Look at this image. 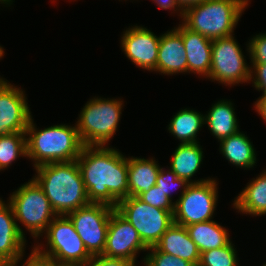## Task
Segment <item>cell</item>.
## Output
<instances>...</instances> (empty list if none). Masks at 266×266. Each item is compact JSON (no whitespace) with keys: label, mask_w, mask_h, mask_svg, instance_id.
I'll return each instance as SVG.
<instances>
[{"label":"cell","mask_w":266,"mask_h":266,"mask_svg":"<svg viewBox=\"0 0 266 266\" xmlns=\"http://www.w3.org/2000/svg\"><path fill=\"white\" fill-rule=\"evenodd\" d=\"M88 199L116 207L129 196L128 158L106 146H84L77 158Z\"/></svg>","instance_id":"obj_1"},{"label":"cell","mask_w":266,"mask_h":266,"mask_svg":"<svg viewBox=\"0 0 266 266\" xmlns=\"http://www.w3.org/2000/svg\"><path fill=\"white\" fill-rule=\"evenodd\" d=\"M33 179L42 188L57 215L69 213L91 202L77 161L40 165Z\"/></svg>","instance_id":"obj_2"},{"label":"cell","mask_w":266,"mask_h":266,"mask_svg":"<svg viewBox=\"0 0 266 266\" xmlns=\"http://www.w3.org/2000/svg\"><path fill=\"white\" fill-rule=\"evenodd\" d=\"M31 118L26 129L27 157L34 160V168L48 163L77 160L84 147L77 126L54 125L37 130ZM29 135V136H28Z\"/></svg>","instance_id":"obj_3"},{"label":"cell","mask_w":266,"mask_h":266,"mask_svg":"<svg viewBox=\"0 0 266 266\" xmlns=\"http://www.w3.org/2000/svg\"><path fill=\"white\" fill-rule=\"evenodd\" d=\"M247 5L248 0H206L187 8L182 23L210 40L231 36Z\"/></svg>","instance_id":"obj_4"},{"label":"cell","mask_w":266,"mask_h":266,"mask_svg":"<svg viewBox=\"0 0 266 266\" xmlns=\"http://www.w3.org/2000/svg\"><path fill=\"white\" fill-rule=\"evenodd\" d=\"M47 250L34 246L32 256L52 266H83L92 255L68 216L57 215L46 230ZM41 249V250H40Z\"/></svg>","instance_id":"obj_5"},{"label":"cell","mask_w":266,"mask_h":266,"mask_svg":"<svg viewBox=\"0 0 266 266\" xmlns=\"http://www.w3.org/2000/svg\"><path fill=\"white\" fill-rule=\"evenodd\" d=\"M122 102L97 97L85 104L76 123L84 146H104L111 140L122 114Z\"/></svg>","instance_id":"obj_6"},{"label":"cell","mask_w":266,"mask_h":266,"mask_svg":"<svg viewBox=\"0 0 266 266\" xmlns=\"http://www.w3.org/2000/svg\"><path fill=\"white\" fill-rule=\"evenodd\" d=\"M16 221L37 238L57 216L42 188L32 178L9 197Z\"/></svg>","instance_id":"obj_7"},{"label":"cell","mask_w":266,"mask_h":266,"mask_svg":"<svg viewBox=\"0 0 266 266\" xmlns=\"http://www.w3.org/2000/svg\"><path fill=\"white\" fill-rule=\"evenodd\" d=\"M115 210L137 230L147 248L154 247L174 223V211L155 208L137 196L120 200Z\"/></svg>","instance_id":"obj_8"},{"label":"cell","mask_w":266,"mask_h":266,"mask_svg":"<svg viewBox=\"0 0 266 266\" xmlns=\"http://www.w3.org/2000/svg\"><path fill=\"white\" fill-rule=\"evenodd\" d=\"M214 179L191 183L174 202L173 221L182 226L210 221L216 208L218 191Z\"/></svg>","instance_id":"obj_9"},{"label":"cell","mask_w":266,"mask_h":266,"mask_svg":"<svg viewBox=\"0 0 266 266\" xmlns=\"http://www.w3.org/2000/svg\"><path fill=\"white\" fill-rule=\"evenodd\" d=\"M245 56L233 35L212 42V58L209 78L219 83L234 85L251 80Z\"/></svg>","instance_id":"obj_10"},{"label":"cell","mask_w":266,"mask_h":266,"mask_svg":"<svg viewBox=\"0 0 266 266\" xmlns=\"http://www.w3.org/2000/svg\"><path fill=\"white\" fill-rule=\"evenodd\" d=\"M114 209L107 204L90 203L67 215L92 256L103 254L109 219Z\"/></svg>","instance_id":"obj_11"},{"label":"cell","mask_w":266,"mask_h":266,"mask_svg":"<svg viewBox=\"0 0 266 266\" xmlns=\"http://www.w3.org/2000/svg\"><path fill=\"white\" fill-rule=\"evenodd\" d=\"M148 248L141 240L137 230L115 209L112 211L106 236L103 256L122 258L135 264L139 251Z\"/></svg>","instance_id":"obj_12"},{"label":"cell","mask_w":266,"mask_h":266,"mask_svg":"<svg viewBox=\"0 0 266 266\" xmlns=\"http://www.w3.org/2000/svg\"><path fill=\"white\" fill-rule=\"evenodd\" d=\"M24 92L0 78V136L25 133L31 112Z\"/></svg>","instance_id":"obj_13"},{"label":"cell","mask_w":266,"mask_h":266,"mask_svg":"<svg viewBox=\"0 0 266 266\" xmlns=\"http://www.w3.org/2000/svg\"><path fill=\"white\" fill-rule=\"evenodd\" d=\"M121 47L137 67L156 71L160 36L141 26L128 28L121 37Z\"/></svg>","instance_id":"obj_14"},{"label":"cell","mask_w":266,"mask_h":266,"mask_svg":"<svg viewBox=\"0 0 266 266\" xmlns=\"http://www.w3.org/2000/svg\"><path fill=\"white\" fill-rule=\"evenodd\" d=\"M24 235L11 204L0 199V266H17L22 260L26 243Z\"/></svg>","instance_id":"obj_15"},{"label":"cell","mask_w":266,"mask_h":266,"mask_svg":"<svg viewBox=\"0 0 266 266\" xmlns=\"http://www.w3.org/2000/svg\"><path fill=\"white\" fill-rule=\"evenodd\" d=\"M176 29L181 33L186 49L187 72L208 77L211 68L213 40L190 30L183 23Z\"/></svg>","instance_id":"obj_16"},{"label":"cell","mask_w":266,"mask_h":266,"mask_svg":"<svg viewBox=\"0 0 266 266\" xmlns=\"http://www.w3.org/2000/svg\"><path fill=\"white\" fill-rule=\"evenodd\" d=\"M156 71L167 75L187 72L186 49L176 28L160 36Z\"/></svg>","instance_id":"obj_17"},{"label":"cell","mask_w":266,"mask_h":266,"mask_svg":"<svg viewBox=\"0 0 266 266\" xmlns=\"http://www.w3.org/2000/svg\"><path fill=\"white\" fill-rule=\"evenodd\" d=\"M154 247L158 251L185 259L198 266L200 252L182 225L173 223Z\"/></svg>","instance_id":"obj_18"},{"label":"cell","mask_w":266,"mask_h":266,"mask_svg":"<svg viewBox=\"0 0 266 266\" xmlns=\"http://www.w3.org/2000/svg\"><path fill=\"white\" fill-rule=\"evenodd\" d=\"M160 166L152 158H128V185L129 196H138L147 192L156 185Z\"/></svg>","instance_id":"obj_19"},{"label":"cell","mask_w":266,"mask_h":266,"mask_svg":"<svg viewBox=\"0 0 266 266\" xmlns=\"http://www.w3.org/2000/svg\"><path fill=\"white\" fill-rule=\"evenodd\" d=\"M185 228L200 253L225 247L231 242L225 227L213 220L193 223L185 226Z\"/></svg>","instance_id":"obj_20"},{"label":"cell","mask_w":266,"mask_h":266,"mask_svg":"<svg viewBox=\"0 0 266 266\" xmlns=\"http://www.w3.org/2000/svg\"><path fill=\"white\" fill-rule=\"evenodd\" d=\"M203 160L201 146L196 143L181 144L177 147L171 158L170 169L178 178L185 179L189 183H200L209 179L191 181V177L198 171Z\"/></svg>","instance_id":"obj_21"},{"label":"cell","mask_w":266,"mask_h":266,"mask_svg":"<svg viewBox=\"0 0 266 266\" xmlns=\"http://www.w3.org/2000/svg\"><path fill=\"white\" fill-rule=\"evenodd\" d=\"M233 104L227 100H220L212 105L204 116L205 124L219 141L239 131V126Z\"/></svg>","instance_id":"obj_22"},{"label":"cell","mask_w":266,"mask_h":266,"mask_svg":"<svg viewBox=\"0 0 266 266\" xmlns=\"http://www.w3.org/2000/svg\"><path fill=\"white\" fill-rule=\"evenodd\" d=\"M263 172L236 197L233 203L235 209L255 216L266 214V171Z\"/></svg>","instance_id":"obj_23"},{"label":"cell","mask_w":266,"mask_h":266,"mask_svg":"<svg viewBox=\"0 0 266 266\" xmlns=\"http://www.w3.org/2000/svg\"><path fill=\"white\" fill-rule=\"evenodd\" d=\"M220 152L230 163L241 168L248 169L256 163L253 144L240 131L220 140Z\"/></svg>","instance_id":"obj_24"},{"label":"cell","mask_w":266,"mask_h":266,"mask_svg":"<svg viewBox=\"0 0 266 266\" xmlns=\"http://www.w3.org/2000/svg\"><path fill=\"white\" fill-rule=\"evenodd\" d=\"M204 124L203 114L185 108L174 115L168 125V131L181 140V144L196 143L197 132Z\"/></svg>","instance_id":"obj_25"},{"label":"cell","mask_w":266,"mask_h":266,"mask_svg":"<svg viewBox=\"0 0 266 266\" xmlns=\"http://www.w3.org/2000/svg\"><path fill=\"white\" fill-rule=\"evenodd\" d=\"M26 133L0 136V170L8 168L19 156L27 157Z\"/></svg>","instance_id":"obj_26"},{"label":"cell","mask_w":266,"mask_h":266,"mask_svg":"<svg viewBox=\"0 0 266 266\" xmlns=\"http://www.w3.org/2000/svg\"><path fill=\"white\" fill-rule=\"evenodd\" d=\"M233 245L230 242L225 247L200 253L198 266H237V252Z\"/></svg>","instance_id":"obj_27"},{"label":"cell","mask_w":266,"mask_h":266,"mask_svg":"<svg viewBox=\"0 0 266 266\" xmlns=\"http://www.w3.org/2000/svg\"><path fill=\"white\" fill-rule=\"evenodd\" d=\"M191 183L185 179L178 178L177 175L171 170L165 171L164 168H161L156 180V186L160 188L164 194L172 200L171 193L176 185L181 187V195L187 190ZM178 188V187H177Z\"/></svg>","instance_id":"obj_28"},{"label":"cell","mask_w":266,"mask_h":266,"mask_svg":"<svg viewBox=\"0 0 266 266\" xmlns=\"http://www.w3.org/2000/svg\"><path fill=\"white\" fill-rule=\"evenodd\" d=\"M148 250L151 252L143 260L146 266H195L185 259L158 251L155 247H150Z\"/></svg>","instance_id":"obj_29"},{"label":"cell","mask_w":266,"mask_h":266,"mask_svg":"<svg viewBox=\"0 0 266 266\" xmlns=\"http://www.w3.org/2000/svg\"><path fill=\"white\" fill-rule=\"evenodd\" d=\"M137 197L155 208L174 211V202H172V200L156 185L152 186L147 192H141Z\"/></svg>","instance_id":"obj_30"},{"label":"cell","mask_w":266,"mask_h":266,"mask_svg":"<svg viewBox=\"0 0 266 266\" xmlns=\"http://www.w3.org/2000/svg\"><path fill=\"white\" fill-rule=\"evenodd\" d=\"M247 47L251 58L250 63H266V33L253 37Z\"/></svg>","instance_id":"obj_31"},{"label":"cell","mask_w":266,"mask_h":266,"mask_svg":"<svg viewBox=\"0 0 266 266\" xmlns=\"http://www.w3.org/2000/svg\"><path fill=\"white\" fill-rule=\"evenodd\" d=\"M83 266H136L133 262H130L122 258H110L103 255H95L91 257V260Z\"/></svg>","instance_id":"obj_32"},{"label":"cell","mask_w":266,"mask_h":266,"mask_svg":"<svg viewBox=\"0 0 266 266\" xmlns=\"http://www.w3.org/2000/svg\"><path fill=\"white\" fill-rule=\"evenodd\" d=\"M252 65L253 66H251L250 69V75H251L250 77L251 79L253 77V80L250 81L254 83L253 85L257 90H262L263 91L262 95H264L266 94V63L252 64Z\"/></svg>","instance_id":"obj_33"},{"label":"cell","mask_w":266,"mask_h":266,"mask_svg":"<svg viewBox=\"0 0 266 266\" xmlns=\"http://www.w3.org/2000/svg\"><path fill=\"white\" fill-rule=\"evenodd\" d=\"M158 4L159 8L163 9H170V10H180V16L183 18L184 11L179 7L178 3L176 0H153ZM178 8V9H177Z\"/></svg>","instance_id":"obj_34"},{"label":"cell","mask_w":266,"mask_h":266,"mask_svg":"<svg viewBox=\"0 0 266 266\" xmlns=\"http://www.w3.org/2000/svg\"><path fill=\"white\" fill-rule=\"evenodd\" d=\"M255 109L261 115V118L266 121V94L259 97V99L255 102Z\"/></svg>","instance_id":"obj_35"},{"label":"cell","mask_w":266,"mask_h":266,"mask_svg":"<svg viewBox=\"0 0 266 266\" xmlns=\"http://www.w3.org/2000/svg\"><path fill=\"white\" fill-rule=\"evenodd\" d=\"M179 7L185 11L187 8L194 6L195 4L202 3L206 0H176Z\"/></svg>","instance_id":"obj_36"},{"label":"cell","mask_w":266,"mask_h":266,"mask_svg":"<svg viewBox=\"0 0 266 266\" xmlns=\"http://www.w3.org/2000/svg\"><path fill=\"white\" fill-rule=\"evenodd\" d=\"M22 266H35V258L32 256V251L26 262Z\"/></svg>","instance_id":"obj_37"},{"label":"cell","mask_w":266,"mask_h":266,"mask_svg":"<svg viewBox=\"0 0 266 266\" xmlns=\"http://www.w3.org/2000/svg\"><path fill=\"white\" fill-rule=\"evenodd\" d=\"M35 266H52V265H49L47 263H44V262H41V261L35 259Z\"/></svg>","instance_id":"obj_38"},{"label":"cell","mask_w":266,"mask_h":266,"mask_svg":"<svg viewBox=\"0 0 266 266\" xmlns=\"http://www.w3.org/2000/svg\"><path fill=\"white\" fill-rule=\"evenodd\" d=\"M3 55H4V51H3V48L0 46V58H2Z\"/></svg>","instance_id":"obj_39"}]
</instances>
